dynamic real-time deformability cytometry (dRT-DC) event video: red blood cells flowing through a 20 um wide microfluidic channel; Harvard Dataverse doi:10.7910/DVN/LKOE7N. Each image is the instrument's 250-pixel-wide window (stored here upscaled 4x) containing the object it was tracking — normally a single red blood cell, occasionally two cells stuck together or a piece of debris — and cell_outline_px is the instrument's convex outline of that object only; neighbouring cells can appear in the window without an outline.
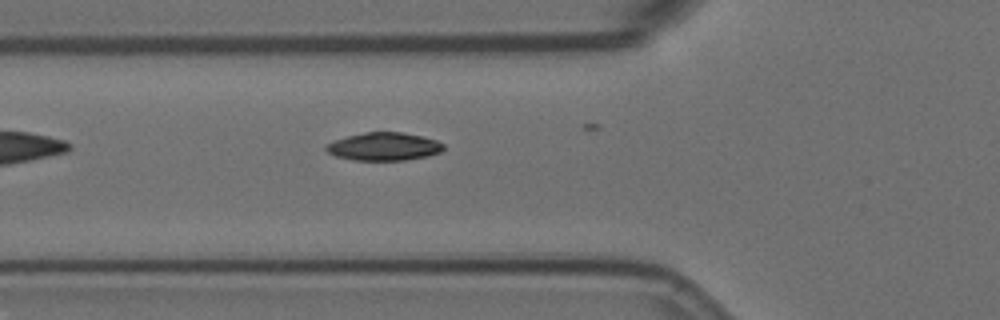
{"species": "Egyptian fruit bat (a non-hibernating species)", "species_latin": "Rousettus aegyptiacus", "temperature_condition": "room temperature", "stored_images_in_passage": 14, "camera_frame_rate_fps": 3000, "um_per_image_px": 0.085, "animal": {"sex": "female"}, "frame": {"image": 1, "passage_image": 2, "time_ms": 0.333, "image_size_px": [1000, 320], "cell_outline_px": [[444, 148], [440, 152], [428, 156], [404, 160], [352, 160], [336, 156], [328, 152], [324, 148], [328, 144], [336, 140], [348, 136], [364, 132], [400, 132], [420, 136], [436, 140], [444, 144]], "centroid_in_image_um": [32.64, 12.46], "position_along_channel_um": 93.2, "area_um2": 18.96}}
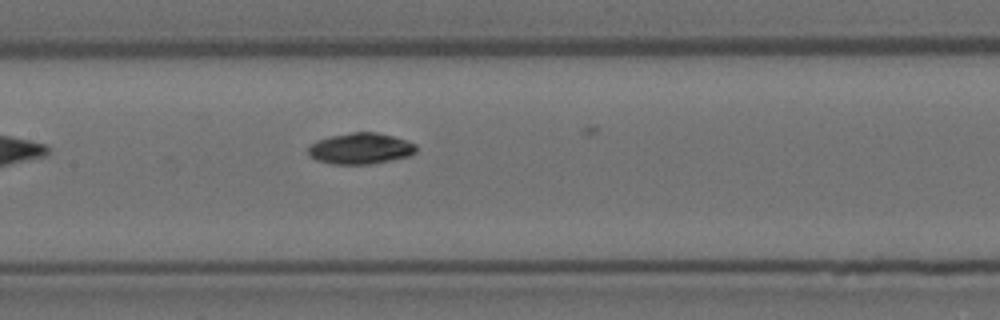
{"frame": {"image": 2, "passage_image": 9, "time_ms": 2.667, "image_size_px": [1000, 320], "cell_outline_px": [[416, 152], [408, 156], [368, 164], [332, 164], [316, 160], [308, 156], [308, 144], [316, 140], [328, 136], [352, 132], [376, 132], [392, 136], [416, 144]], "centroid_in_image_um": [30.56, 12.62], "position_along_channel_um": 176.8, "area_um2": 19.59}}